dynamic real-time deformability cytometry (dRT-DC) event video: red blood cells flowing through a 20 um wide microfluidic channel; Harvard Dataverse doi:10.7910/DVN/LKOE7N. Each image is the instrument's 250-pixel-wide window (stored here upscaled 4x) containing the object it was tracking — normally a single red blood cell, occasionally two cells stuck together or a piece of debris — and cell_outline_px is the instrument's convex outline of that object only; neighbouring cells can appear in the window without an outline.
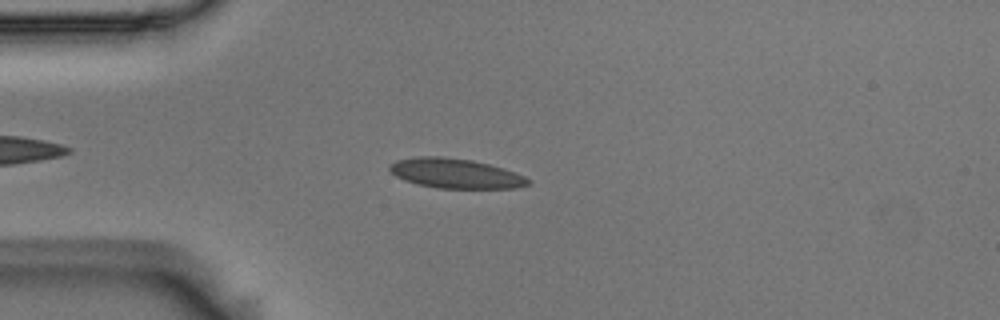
{"species": "Egyptian fruit bat (a non-hibernating species)", "species_latin": "Rousettus aegyptiacus", "temperature_condition": "room temperature", "stored_images_in_passage": 51, "camera_frame_rate_fps": 3000, "um_per_image_px": 0.085, "animal": {"sex": "male"}, "frame": {"image": 1, "passage_image": 10, "time_ms": 3.0, "image_size_px": [1000, 320], "cell_outline_px": [[532, 180], [528, 184], [516, 188], [436, 188], [416, 184], [404, 180], [396, 176], [388, 168], [396, 160], [420, 156], [440, 156], [472, 160], [488, 164], [524, 176]], "centroid_in_image_um": [38.69, 14.74], "position_along_channel_um": 46.3, "area_um2": 23.76}}
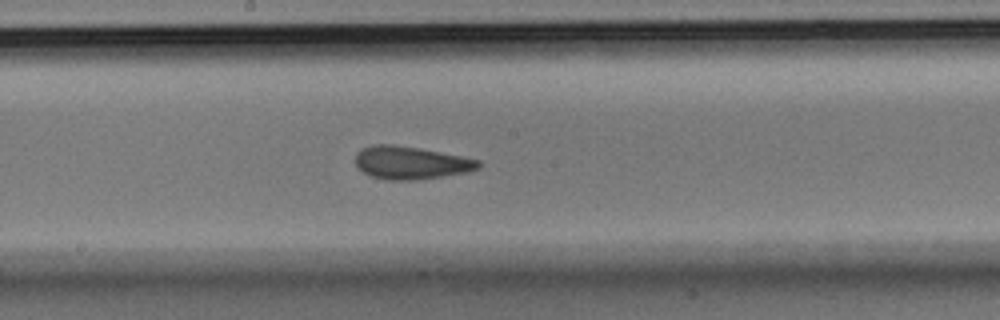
{"frame": {"image": 2, "passage_image": 25, "time_ms": 8.0, "image_size_px": [1000, 320], "cell_outline_px": [[480, 168], [468, 172], [416, 180], [384, 180], [372, 176], [356, 168], [356, 156], [364, 148], [376, 144], [392, 144], [420, 148], [464, 156], [480, 160]], "centroid_in_image_um": [34.96, 13.84], "position_along_channel_um": 213.2, "area_um2": 23.58}}
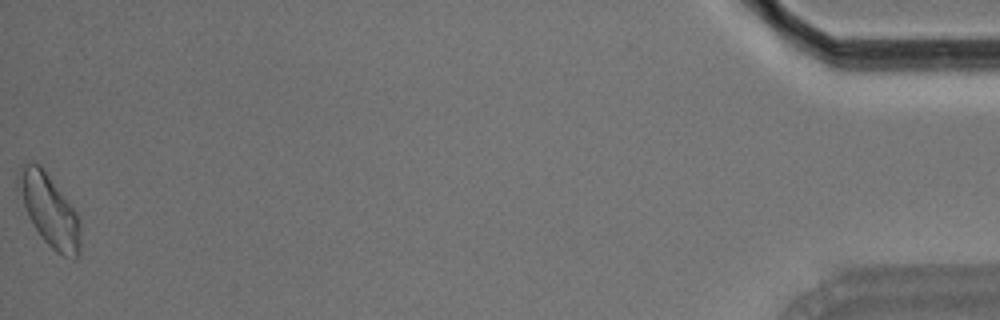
{"frame": {"image": 3, "passage_image": 51, "time_ms": 16.667, "image_size_px": [1000, 320], "cell_outline_px": [[80, 256], [76, 260], [72, 260], [56, 252], [40, 236], [28, 216], [16, 188], [16, 176], [24, 160], [32, 160], [40, 164], [44, 168], [76, 212], [80, 220]], "centroid_in_image_um": [4.17, 17.83], "position_along_channel_um": 431.0, "area_um2": 26.59}, "authors_computed_cell_mechanics": {"area_um2": 23.2356, "velocity_mm_per_s": 3.635, "shape_relaxation_time_tau1_ms": 5.4644, "shape_relaxation_time_tau2_ms": 1.7551, "deformation_change_tau1": 0.1232, "deformation_change_tau2": 0.0668}}